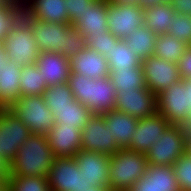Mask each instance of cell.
Listing matches in <instances>:
<instances>
[{
    "mask_svg": "<svg viewBox=\"0 0 191 191\" xmlns=\"http://www.w3.org/2000/svg\"><path fill=\"white\" fill-rule=\"evenodd\" d=\"M170 123L158 112L137 121V129L132 135L127 150L147 154L152 145L159 142L160 136Z\"/></svg>",
    "mask_w": 191,
    "mask_h": 191,
    "instance_id": "cell-15",
    "label": "cell"
},
{
    "mask_svg": "<svg viewBox=\"0 0 191 191\" xmlns=\"http://www.w3.org/2000/svg\"><path fill=\"white\" fill-rule=\"evenodd\" d=\"M170 3L177 13L191 16V0H171Z\"/></svg>",
    "mask_w": 191,
    "mask_h": 191,
    "instance_id": "cell-40",
    "label": "cell"
},
{
    "mask_svg": "<svg viewBox=\"0 0 191 191\" xmlns=\"http://www.w3.org/2000/svg\"><path fill=\"white\" fill-rule=\"evenodd\" d=\"M116 36L111 32H104L99 35H88L86 37L87 48L99 52L101 55L107 57L110 51L113 49L114 44L118 42Z\"/></svg>",
    "mask_w": 191,
    "mask_h": 191,
    "instance_id": "cell-37",
    "label": "cell"
},
{
    "mask_svg": "<svg viewBox=\"0 0 191 191\" xmlns=\"http://www.w3.org/2000/svg\"><path fill=\"white\" fill-rule=\"evenodd\" d=\"M8 110L19 117L32 134L46 135L55 124V115L43 95L21 96Z\"/></svg>",
    "mask_w": 191,
    "mask_h": 191,
    "instance_id": "cell-7",
    "label": "cell"
},
{
    "mask_svg": "<svg viewBox=\"0 0 191 191\" xmlns=\"http://www.w3.org/2000/svg\"><path fill=\"white\" fill-rule=\"evenodd\" d=\"M83 191H112V190L109 186H99V187L89 186L88 189H85Z\"/></svg>",
    "mask_w": 191,
    "mask_h": 191,
    "instance_id": "cell-43",
    "label": "cell"
},
{
    "mask_svg": "<svg viewBox=\"0 0 191 191\" xmlns=\"http://www.w3.org/2000/svg\"><path fill=\"white\" fill-rule=\"evenodd\" d=\"M19 1L21 4H23L26 0H17Z\"/></svg>",
    "mask_w": 191,
    "mask_h": 191,
    "instance_id": "cell-49",
    "label": "cell"
},
{
    "mask_svg": "<svg viewBox=\"0 0 191 191\" xmlns=\"http://www.w3.org/2000/svg\"><path fill=\"white\" fill-rule=\"evenodd\" d=\"M187 47L186 44L168 33L158 34L155 40L153 55L178 64Z\"/></svg>",
    "mask_w": 191,
    "mask_h": 191,
    "instance_id": "cell-29",
    "label": "cell"
},
{
    "mask_svg": "<svg viewBox=\"0 0 191 191\" xmlns=\"http://www.w3.org/2000/svg\"><path fill=\"white\" fill-rule=\"evenodd\" d=\"M65 0H26L23 11L33 20L69 24Z\"/></svg>",
    "mask_w": 191,
    "mask_h": 191,
    "instance_id": "cell-21",
    "label": "cell"
},
{
    "mask_svg": "<svg viewBox=\"0 0 191 191\" xmlns=\"http://www.w3.org/2000/svg\"><path fill=\"white\" fill-rule=\"evenodd\" d=\"M172 37H176L187 46H191V16L177 13L168 31Z\"/></svg>",
    "mask_w": 191,
    "mask_h": 191,
    "instance_id": "cell-36",
    "label": "cell"
},
{
    "mask_svg": "<svg viewBox=\"0 0 191 191\" xmlns=\"http://www.w3.org/2000/svg\"><path fill=\"white\" fill-rule=\"evenodd\" d=\"M145 83L156 95L181 80L178 65L151 55L141 63Z\"/></svg>",
    "mask_w": 191,
    "mask_h": 191,
    "instance_id": "cell-14",
    "label": "cell"
},
{
    "mask_svg": "<svg viewBox=\"0 0 191 191\" xmlns=\"http://www.w3.org/2000/svg\"><path fill=\"white\" fill-rule=\"evenodd\" d=\"M108 0H94L88 8L79 15L78 20L72 25L85 38L88 35H99L110 32L107 23Z\"/></svg>",
    "mask_w": 191,
    "mask_h": 191,
    "instance_id": "cell-19",
    "label": "cell"
},
{
    "mask_svg": "<svg viewBox=\"0 0 191 191\" xmlns=\"http://www.w3.org/2000/svg\"><path fill=\"white\" fill-rule=\"evenodd\" d=\"M55 156L46 135L30 134L8 166L6 176L48 177Z\"/></svg>",
    "mask_w": 191,
    "mask_h": 191,
    "instance_id": "cell-2",
    "label": "cell"
},
{
    "mask_svg": "<svg viewBox=\"0 0 191 191\" xmlns=\"http://www.w3.org/2000/svg\"><path fill=\"white\" fill-rule=\"evenodd\" d=\"M71 73L87 76L90 79L108 77V60L99 52L84 48L70 60Z\"/></svg>",
    "mask_w": 191,
    "mask_h": 191,
    "instance_id": "cell-20",
    "label": "cell"
},
{
    "mask_svg": "<svg viewBox=\"0 0 191 191\" xmlns=\"http://www.w3.org/2000/svg\"><path fill=\"white\" fill-rule=\"evenodd\" d=\"M129 191H181L172 166L148 165L147 172Z\"/></svg>",
    "mask_w": 191,
    "mask_h": 191,
    "instance_id": "cell-18",
    "label": "cell"
},
{
    "mask_svg": "<svg viewBox=\"0 0 191 191\" xmlns=\"http://www.w3.org/2000/svg\"><path fill=\"white\" fill-rule=\"evenodd\" d=\"M35 65L42 72L48 86L68 82L71 73L70 60L61 54L41 52Z\"/></svg>",
    "mask_w": 191,
    "mask_h": 191,
    "instance_id": "cell-22",
    "label": "cell"
},
{
    "mask_svg": "<svg viewBox=\"0 0 191 191\" xmlns=\"http://www.w3.org/2000/svg\"><path fill=\"white\" fill-rule=\"evenodd\" d=\"M50 111L55 115V122L64 123L68 126H75L80 130H82L84 125L88 122L89 117L92 115L86 105L76 100L73 103H68V106L55 108V110Z\"/></svg>",
    "mask_w": 191,
    "mask_h": 191,
    "instance_id": "cell-27",
    "label": "cell"
},
{
    "mask_svg": "<svg viewBox=\"0 0 191 191\" xmlns=\"http://www.w3.org/2000/svg\"><path fill=\"white\" fill-rule=\"evenodd\" d=\"M21 16L31 25L40 53L53 52L71 60L87 47L86 38L70 24L33 20L24 11Z\"/></svg>",
    "mask_w": 191,
    "mask_h": 191,
    "instance_id": "cell-1",
    "label": "cell"
},
{
    "mask_svg": "<svg viewBox=\"0 0 191 191\" xmlns=\"http://www.w3.org/2000/svg\"><path fill=\"white\" fill-rule=\"evenodd\" d=\"M156 94L143 87L137 90L116 91L115 110L142 119L157 112Z\"/></svg>",
    "mask_w": 191,
    "mask_h": 191,
    "instance_id": "cell-13",
    "label": "cell"
},
{
    "mask_svg": "<svg viewBox=\"0 0 191 191\" xmlns=\"http://www.w3.org/2000/svg\"><path fill=\"white\" fill-rule=\"evenodd\" d=\"M5 54L2 43H0V67L2 66L3 62L5 61Z\"/></svg>",
    "mask_w": 191,
    "mask_h": 191,
    "instance_id": "cell-46",
    "label": "cell"
},
{
    "mask_svg": "<svg viewBox=\"0 0 191 191\" xmlns=\"http://www.w3.org/2000/svg\"><path fill=\"white\" fill-rule=\"evenodd\" d=\"M109 77L116 91L137 90L146 87L142 65L130 69H109Z\"/></svg>",
    "mask_w": 191,
    "mask_h": 191,
    "instance_id": "cell-28",
    "label": "cell"
},
{
    "mask_svg": "<svg viewBox=\"0 0 191 191\" xmlns=\"http://www.w3.org/2000/svg\"><path fill=\"white\" fill-rule=\"evenodd\" d=\"M109 69H130L139 67L142 61L128 47L124 40H119L114 44L113 49L107 55Z\"/></svg>",
    "mask_w": 191,
    "mask_h": 191,
    "instance_id": "cell-31",
    "label": "cell"
},
{
    "mask_svg": "<svg viewBox=\"0 0 191 191\" xmlns=\"http://www.w3.org/2000/svg\"><path fill=\"white\" fill-rule=\"evenodd\" d=\"M157 36V33L143 25L123 40L137 57L143 61L154 54V46Z\"/></svg>",
    "mask_w": 191,
    "mask_h": 191,
    "instance_id": "cell-26",
    "label": "cell"
},
{
    "mask_svg": "<svg viewBox=\"0 0 191 191\" xmlns=\"http://www.w3.org/2000/svg\"><path fill=\"white\" fill-rule=\"evenodd\" d=\"M68 85L75 100L86 105L92 114H104L115 110L116 88L109 76L90 79L70 73Z\"/></svg>",
    "mask_w": 191,
    "mask_h": 191,
    "instance_id": "cell-3",
    "label": "cell"
},
{
    "mask_svg": "<svg viewBox=\"0 0 191 191\" xmlns=\"http://www.w3.org/2000/svg\"><path fill=\"white\" fill-rule=\"evenodd\" d=\"M177 12L170 2L144 9V25L157 34L168 33Z\"/></svg>",
    "mask_w": 191,
    "mask_h": 191,
    "instance_id": "cell-25",
    "label": "cell"
},
{
    "mask_svg": "<svg viewBox=\"0 0 191 191\" xmlns=\"http://www.w3.org/2000/svg\"><path fill=\"white\" fill-rule=\"evenodd\" d=\"M81 150L101 153L103 155H113L120 148L112 137L108 123L103 114H92L88 122L81 130Z\"/></svg>",
    "mask_w": 191,
    "mask_h": 191,
    "instance_id": "cell-10",
    "label": "cell"
},
{
    "mask_svg": "<svg viewBox=\"0 0 191 191\" xmlns=\"http://www.w3.org/2000/svg\"><path fill=\"white\" fill-rule=\"evenodd\" d=\"M21 67L12 60H5L0 67V106L8 109L18 98Z\"/></svg>",
    "mask_w": 191,
    "mask_h": 191,
    "instance_id": "cell-23",
    "label": "cell"
},
{
    "mask_svg": "<svg viewBox=\"0 0 191 191\" xmlns=\"http://www.w3.org/2000/svg\"><path fill=\"white\" fill-rule=\"evenodd\" d=\"M156 99L157 112L170 124L191 128L187 86L183 79L158 93Z\"/></svg>",
    "mask_w": 191,
    "mask_h": 191,
    "instance_id": "cell-8",
    "label": "cell"
},
{
    "mask_svg": "<svg viewBox=\"0 0 191 191\" xmlns=\"http://www.w3.org/2000/svg\"><path fill=\"white\" fill-rule=\"evenodd\" d=\"M188 152L191 154V135L189 137V149H188Z\"/></svg>",
    "mask_w": 191,
    "mask_h": 191,
    "instance_id": "cell-48",
    "label": "cell"
},
{
    "mask_svg": "<svg viewBox=\"0 0 191 191\" xmlns=\"http://www.w3.org/2000/svg\"><path fill=\"white\" fill-rule=\"evenodd\" d=\"M46 136L55 157H74L81 150V130L75 126L55 122Z\"/></svg>",
    "mask_w": 191,
    "mask_h": 191,
    "instance_id": "cell-17",
    "label": "cell"
},
{
    "mask_svg": "<svg viewBox=\"0 0 191 191\" xmlns=\"http://www.w3.org/2000/svg\"><path fill=\"white\" fill-rule=\"evenodd\" d=\"M147 155L120 149L110 155L109 187L112 191H129L147 172Z\"/></svg>",
    "mask_w": 191,
    "mask_h": 191,
    "instance_id": "cell-4",
    "label": "cell"
},
{
    "mask_svg": "<svg viewBox=\"0 0 191 191\" xmlns=\"http://www.w3.org/2000/svg\"><path fill=\"white\" fill-rule=\"evenodd\" d=\"M31 134L23 121L8 109L0 110V159L9 166Z\"/></svg>",
    "mask_w": 191,
    "mask_h": 191,
    "instance_id": "cell-9",
    "label": "cell"
},
{
    "mask_svg": "<svg viewBox=\"0 0 191 191\" xmlns=\"http://www.w3.org/2000/svg\"><path fill=\"white\" fill-rule=\"evenodd\" d=\"M23 4L17 0L0 2V43L10 31L11 26L21 16Z\"/></svg>",
    "mask_w": 191,
    "mask_h": 191,
    "instance_id": "cell-34",
    "label": "cell"
},
{
    "mask_svg": "<svg viewBox=\"0 0 191 191\" xmlns=\"http://www.w3.org/2000/svg\"><path fill=\"white\" fill-rule=\"evenodd\" d=\"M109 2H118V3H133L136 4L137 0H108Z\"/></svg>",
    "mask_w": 191,
    "mask_h": 191,
    "instance_id": "cell-47",
    "label": "cell"
},
{
    "mask_svg": "<svg viewBox=\"0 0 191 191\" xmlns=\"http://www.w3.org/2000/svg\"><path fill=\"white\" fill-rule=\"evenodd\" d=\"M0 191H6V176L0 175Z\"/></svg>",
    "mask_w": 191,
    "mask_h": 191,
    "instance_id": "cell-45",
    "label": "cell"
},
{
    "mask_svg": "<svg viewBox=\"0 0 191 191\" xmlns=\"http://www.w3.org/2000/svg\"><path fill=\"white\" fill-rule=\"evenodd\" d=\"M7 191H50L46 177L6 176Z\"/></svg>",
    "mask_w": 191,
    "mask_h": 191,
    "instance_id": "cell-33",
    "label": "cell"
},
{
    "mask_svg": "<svg viewBox=\"0 0 191 191\" xmlns=\"http://www.w3.org/2000/svg\"><path fill=\"white\" fill-rule=\"evenodd\" d=\"M103 116L118 147L127 149L130 146L132 135L137 129L138 119L117 110L104 113Z\"/></svg>",
    "mask_w": 191,
    "mask_h": 191,
    "instance_id": "cell-24",
    "label": "cell"
},
{
    "mask_svg": "<svg viewBox=\"0 0 191 191\" xmlns=\"http://www.w3.org/2000/svg\"><path fill=\"white\" fill-rule=\"evenodd\" d=\"M187 86V105L190 111V119H191V79H183Z\"/></svg>",
    "mask_w": 191,
    "mask_h": 191,
    "instance_id": "cell-42",
    "label": "cell"
},
{
    "mask_svg": "<svg viewBox=\"0 0 191 191\" xmlns=\"http://www.w3.org/2000/svg\"><path fill=\"white\" fill-rule=\"evenodd\" d=\"M74 157L80 173H83L90 186H109V155L80 150Z\"/></svg>",
    "mask_w": 191,
    "mask_h": 191,
    "instance_id": "cell-16",
    "label": "cell"
},
{
    "mask_svg": "<svg viewBox=\"0 0 191 191\" xmlns=\"http://www.w3.org/2000/svg\"><path fill=\"white\" fill-rule=\"evenodd\" d=\"M181 191H191V154L182 155L172 166Z\"/></svg>",
    "mask_w": 191,
    "mask_h": 191,
    "instance_id": "cell-35",
    "label": "cell"
},
{
    "mask_svg": "<svg viewBox=\"0 0 191 191\" xmlns=\"http://www.w3.org/2000/svg\"><path fill=\"white\" fill-rule=\"evenodd\" d=\"M167 2H171V0H137L136 4L143 9H146L148 7H153L157 4H164Z\"/></svg>",
    "mask_w": 191,
    "mask_h": 191,
    "instance_id": "cell-41",
    "label": "cell"
},
{
    "mask_svg": "<svg viewBox=\"0 0 191 191\" xmlns=\"http://www.w3.org/2000/svg\"><path fill=\"white\" fill-rule=\"evenodd\" d=\"M47 180L50 191H83L90 186L75 157H55Z\"/></svg>",
    "mask_w": 191,
    "mask_h": 191,
    "instance_id": "cell-12",
    "label": "cell"
},
{
    "mask_svg": "<svg viewBox=\"0 0 191 191\" xmlns=\"http://www.w3.org/2000/svg\"><path fill=\"white\" fill-rule=\"evenodd\" d=\"M43 98L50 110L63 108L68 106V103L75 102V98L72 95V90L69 87L68 82L48 86L45 89Z\"/></svg>",
    "mask_w": 191,
    "mask_h": 191,
    "instance_id": "cell-32",
    "label": "cell"
},
{
    "mask_svg": "<svg viewBox=\"0 0 191 191\" xmlns=\"http://www.w3.org/2000/svg\"><path fill=\"white\" fill-rule=\"evenodd\" d=\"M107 16L110 32L121 40L144 25V9L133 3L108 2Z\"/></svg>",
    "mask_w": 191,
    "mask_h": 191,
    "instance_id": "cell-11",
    "label": "cell"
},
{
    "mask_svg": "<svg viewBox=\"0 0 191 191\" xmlns=\"http://www.w3.org/2000/svg\"><path fill=\"white\" fill-rule=\"evenodd\" d=\"M2 45L5 59L15 61L20 67L35 64L40 53L31 25L22 16L11 26Z\"/></svg>",
    "mask_w": 191,
    "mask_h": 191,
    "instance_id": "cell-6",
    "label": "cell"
},
{
    "mask_svg": "<svg viewBox=\"0 0 191 191\" xmlns=\"http://www.w3.org/2000/svg\"><path fill=\"white\" fill-rule=\"evenodd\" d=\"M94 0H65L67 13L69 16V24L73 25L79 18V15L88 8Z\"/></svg>",
    "mask_w": 191,
    "mask_h": 191,
    "instance_id": "cell-38",
    "label": "cell"
},
{
    "mask_svg": "<svg viewBox=\"0 0 191 191\" xmlns=\"http://www.w3.org/2000/svg\"><path fill=\"white\" fill-rule=\"evenodd\" d=\"M181 79H191V46H188L178 62Z\"/></svg>",
    "mask_w": 191,
    "mask_h": 191,
    "instance_id": "cell-39",
    "label": "cell"
},
{
    "mask_svg": "<svg viewBox=\"0 0 191 191\" xmlns=\"http://www.w3.org/2000/svg\"><path fill=\"white\" fill-rule=\"evenodd\" d=\"M19 80L21 96L43 95L48 87L45 77L35 64L21 67Z\"/></svg>",
    "mask_w": 191,
    "mask_h": 191,
    "instance_id": "cell-30",
    "label": "cell"
},
{
    "mask_svg": "<svg viewBox=\"0 0 191 191\" xmlns=\"http://www.w3.org/2000/svg\"><path fill=\"white\" fill-rule=\"evenodd\" d=\"M191 128L170 124L160 136L159 142L152 145L147 161L155 166H173L188 152Z\"/></svg>",
    "mask_w": 191,
    "mask_h": 191,
    "instance_id": "cell-5",
    "label": "cell"
},
{
    "mask_svg": "<svg viewBox=\"0 0 191 191\" xmlns=\"http://www.w3.org/2000/svg\"><path fill=\"white\" fill-rule=\"evenodd\" d=\"M8 172V166L0 159V175L6 176Z\"/></svg>",
    "mask_w": 191,
    "mask_h": 191,
    "instance_id": "cell-44",
    "label": "cell"
}]
</instances>
